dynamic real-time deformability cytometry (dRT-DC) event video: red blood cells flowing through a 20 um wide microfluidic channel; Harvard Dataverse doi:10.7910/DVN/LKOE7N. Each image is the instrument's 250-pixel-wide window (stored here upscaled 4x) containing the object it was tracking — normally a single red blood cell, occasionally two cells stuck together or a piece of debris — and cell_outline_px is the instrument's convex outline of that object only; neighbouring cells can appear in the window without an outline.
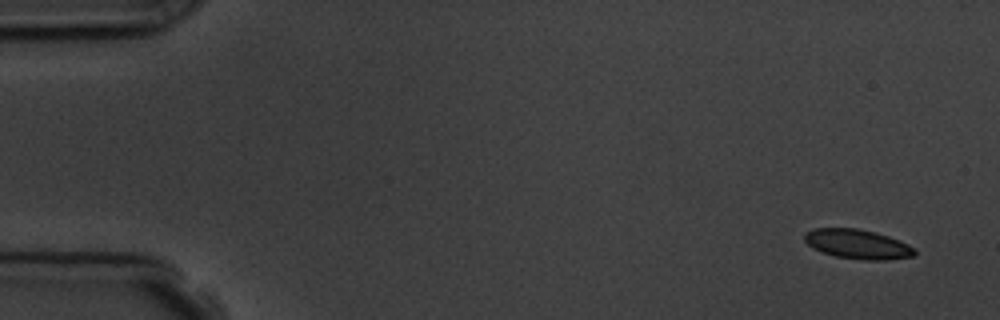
{"species": "common noctule bat (a hibernating species)", "species_latin": "Nyctalus noctula", "temperature_condition": "room temperature", "stored_images_in_passage": 6, "camera_frame_rate_fps": 3000, "um_per_image_px": 0.085, "animal": {"sex": "male", "body_mass_g": 19.5, "forearm_length_mm": 54.6}, "frame": {"image": 1, "passage_image": 1, "time_ms": 0.0, "image_size_px": [1000, 320], "cell_outline_px": [[916, 252], [912, 256], [884, 260], [864, 260], [836, 256], [812, 248], [804, 240], [804, 232], [812, 228], [860, 228], [876, 232], [900, 240], [916, 248]], "centroid_in_image_um": [72.89, 20.73], "position_along_channel_um": 12.1, "area_um2": 19.02}}
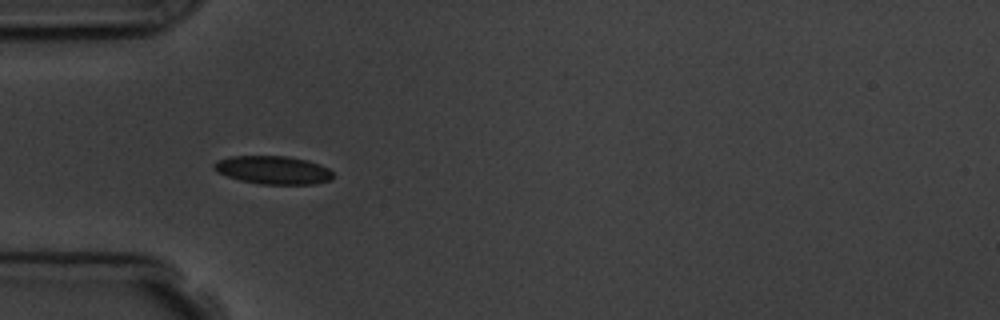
{"frame": {"image": 2, "passage_image": 5, "time_ms": 4.667, "image_size_px": [1000, 320], "cell_outline_px": [[332, 180], [316, 184], [260, 184], [240, 180], [216, 172], [212, 168], [212, 164], [216, 160], [232, 156], [288, 156], [308, 160], [320, 164], [328, 168], [332, 172]], "centroid_in_image_um": [23.2, 14.45], "position_along_channel_um": 61.8, "area_um2": 19.77}}